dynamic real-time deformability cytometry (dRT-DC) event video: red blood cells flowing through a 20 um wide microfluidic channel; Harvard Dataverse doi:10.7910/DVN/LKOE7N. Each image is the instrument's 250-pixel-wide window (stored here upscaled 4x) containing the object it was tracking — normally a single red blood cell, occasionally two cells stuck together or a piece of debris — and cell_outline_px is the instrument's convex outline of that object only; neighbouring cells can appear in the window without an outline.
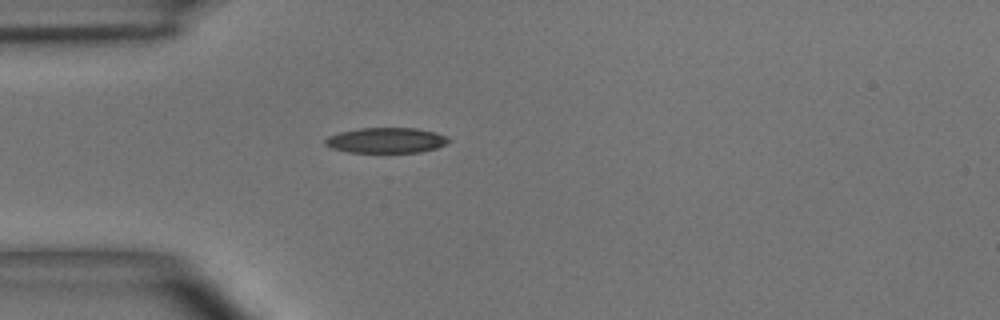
{"species": "common noctule bat (a hibernating species)", "species_latin": "Nyctalus noctula", "temperature_condition": "room temperature", "stored_images_in_passage": 1, "camera_frame_rate_fps": 3000, "um_per_image_px": 0.085, "animal": {"sex": "male", "body_mass_g": 15.6}, "frame": {"image": 1, "passage_image": 1, "time_ms": 0.0, "image_size_px": [1000, 320], "cell_outline_px": [[452, 140], [436, 148], [420, 152], [348, 152], [332, 148], [324, 144], [324, 140], [328, 136], [340, 132], [360, 128], [416, 128], [436, 132]], "centroid_in_image_um": [32.81, 11.92], "position_along_channel_um": 52.2, "area_um2": 18.15}}